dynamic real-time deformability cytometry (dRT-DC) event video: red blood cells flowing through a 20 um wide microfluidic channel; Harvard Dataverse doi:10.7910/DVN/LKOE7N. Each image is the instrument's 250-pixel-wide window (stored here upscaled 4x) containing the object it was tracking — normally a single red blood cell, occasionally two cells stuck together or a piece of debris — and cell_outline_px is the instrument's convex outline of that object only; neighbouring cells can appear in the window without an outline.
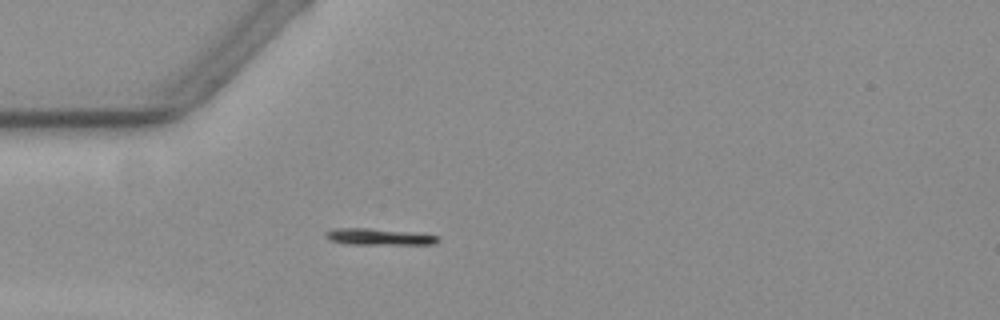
{"species": "common noctule bat (a hibernating species)", "species_latin": "Nyctalus noctula", "temperature_condition": "warm", "stored_images_in_passage": 57, "camera_frame_rate_fps": 3000, "um_per_image_px": 0.085, "animal": {"sex": "female", "body_mass_g": 19.3, "forearm_length_mm": 54.1}, "frame": {"image": 1, "passage_image": 16, "time_ms": 5.0, "image_size_px": [1000, 320], "cell_outline_px": [[440, 240], [436, 244], [348, 244], [328, 240], [324, 236], [324, 232], [336, 228], [368, 228], [416, 232], [436, 236]], "centroid_in_image_um": [32.17, 20.12], "position_along_channel_um": 52.8, "area_um2": 10.87}}
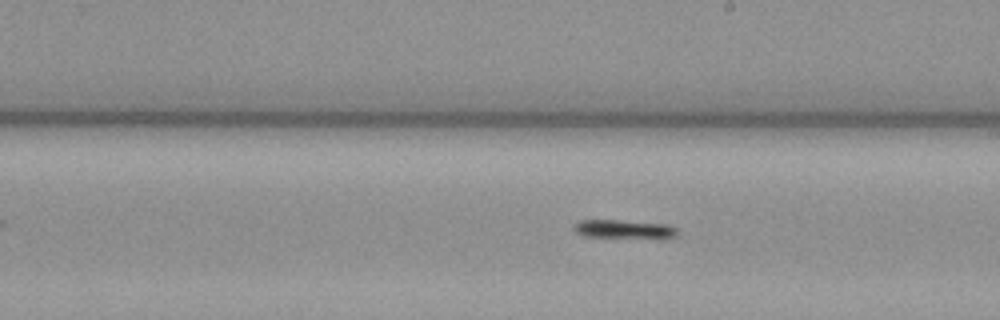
{"frame": {"image": 2, "passage_image": 32, "time_ms": 10.333, "image_size_px": [1000, 320], "cell_outline_px": [[680, 232], [676, 236], [668, 240], [656, 240], [580, 236], [572, 228], [580, 220], [616, 220], [668, 224], [676, 228]], "centroid_in_image_um": [53.17, 19.53], "position_along_channel_um": 235.8, "area_um2": 12.14}}
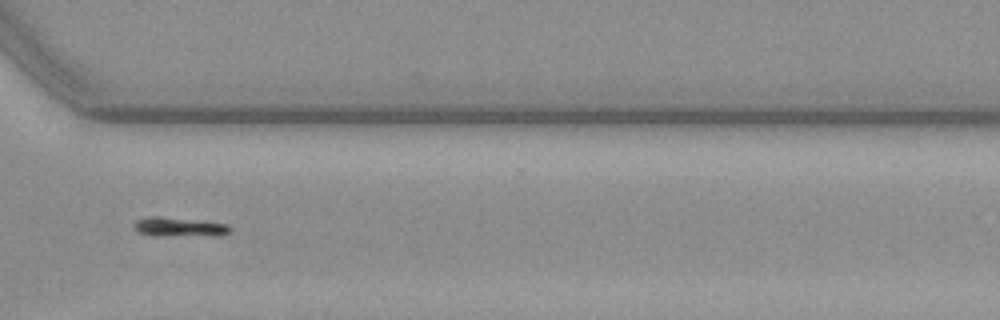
{"frame": {"image": 3, "passage_image": 42, "time_ms": 13.667, "image_size_px": [1000, 320], "cell_outline_px": [[232, 228], [224, 236], [212, 236], [136, 232], [132, 228], [132, 224], [136, 220], [148, 216], [156, 216], [204, 220], [228, 224]], "centroid_in_image_um": [15.32, 19.25], "position_along_channel_um": 355.3, "area_um2": 10.58}}